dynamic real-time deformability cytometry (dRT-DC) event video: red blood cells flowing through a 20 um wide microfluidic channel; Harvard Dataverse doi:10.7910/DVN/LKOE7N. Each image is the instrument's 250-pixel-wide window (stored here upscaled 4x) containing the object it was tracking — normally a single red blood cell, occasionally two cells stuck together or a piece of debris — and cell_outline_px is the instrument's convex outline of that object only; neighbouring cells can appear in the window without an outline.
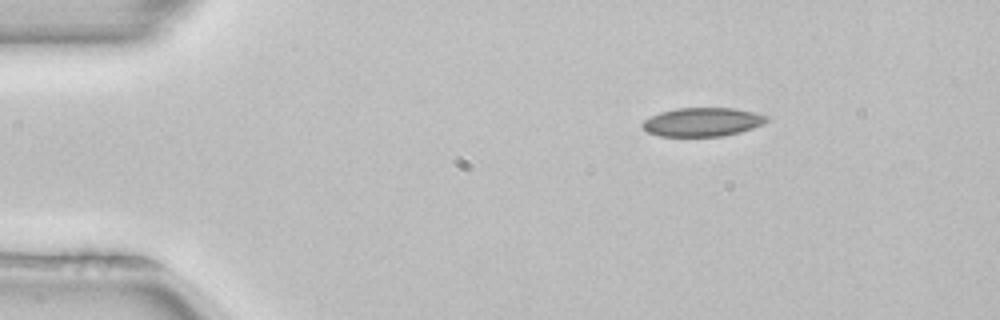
{"species": "common noctule bat (a hibernating species)", "species_latin": "Nyctalus noctula", "temperature_condition": "room temperature", "stored_images_in_passage": 3, "camera_frame_rate_fps": 3000, "um_per_image_px": 0.085, "animal": {"sex": "female", "body_mass_g": 22.7, "forearm_length_mm": 54.2}, "frame": {"image": 1, "passage_image": 1, "time_ms": 0.0, "image_size_px": [1000, 320], "cell_outline_px": [[772, 120], [764, 124], [740, 132], [724, 136], [660, 136], [648, 132], [640, 124], [644, 120], [660, 112], [676, 108], [732, 108], [752, 112], [768, 116]], "centroid_in_image_um": [59.74, 10.37], "position_along_channel_um": 25.3, "area_um2": 20.81}}